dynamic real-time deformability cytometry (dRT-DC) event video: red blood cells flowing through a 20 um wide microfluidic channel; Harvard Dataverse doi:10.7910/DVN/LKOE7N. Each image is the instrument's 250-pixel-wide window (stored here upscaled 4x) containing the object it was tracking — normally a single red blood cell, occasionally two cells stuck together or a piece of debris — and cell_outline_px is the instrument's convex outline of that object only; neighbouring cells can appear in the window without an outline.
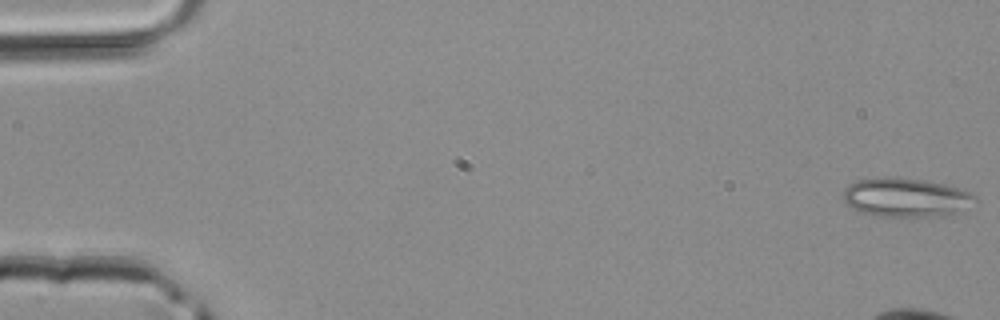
{"species": "common noctule bat (a hibernating species)", "species_latin": "Nyctalus noctula", "temperature_condition": "room temperature", "stored_images_in_passage": 5, "camera_frame_rate_fps": 3000, "um_per_image_px": 0.085, "animal": {"sex": "male", "body_mass_g": 20.4}, "frame": {"image": 1, "passage_image": 1, "time_ms": 0.0, "image_size_px": [1000, 320], "cell_outline_px": [[980, 200], [960, 212], [940, 216], [876, 216], [860, 212], [844, 204], [840, 196], [844, 188], [848, 184], [856, 180], [884, 176], [892, 176], [928, 180], [944, 184], [972, 192]], "centroid_in_image_um": [76.98, 16.77], "position_along_channel_um": 8.0, "area_um2": 30.81}}